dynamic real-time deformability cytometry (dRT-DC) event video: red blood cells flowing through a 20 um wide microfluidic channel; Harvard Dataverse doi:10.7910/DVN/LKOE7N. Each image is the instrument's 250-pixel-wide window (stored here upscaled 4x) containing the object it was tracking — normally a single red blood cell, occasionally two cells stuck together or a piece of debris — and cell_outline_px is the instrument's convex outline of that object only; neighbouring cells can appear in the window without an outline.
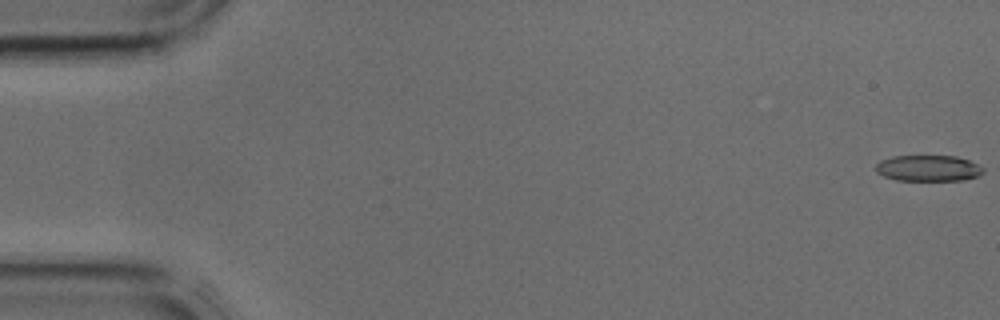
{"species": "common noctule bat (a hibernating species)", "species_latin": "Nyctalus noctula", "temperature_condition": "cold", "stored_images_in_passage": 42, "camera_frame_rate_fps": 3000, "um_per_image_px": 0.085, "animal": {"sex": "male", "body_mass_g": 17.9, "forearm_length_mm": 54.2}, "frame": {"image": 1, "passage_image": 1, "time_ms": 0.0, "image_size_px": [1000, 320], "cell_outline_px": [[984, 172], [980, 176], [964, 180], [896, 180], [884, 176], [876, 172], [876, 164], [880, 160], [892, 156], [956, 156], [968, 160], [984, 168]], "centroid_in_image_um": [78.91, 14.3], "position_along_channel_um": 6.1, "area_um2": 16.36}}
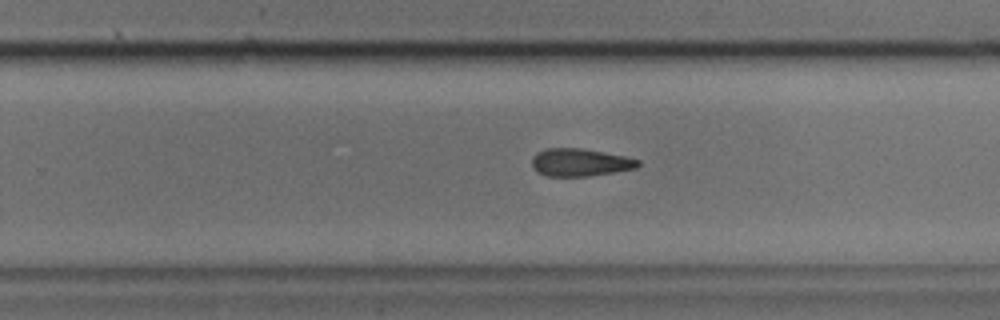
{"frame": {"image": 2, "passage_image": 27, "time_ms": 8.667, "image_size_px": [1000, 320], "cell_outline_px": [[640, 164], [636, 168], [588, 176], [544, 176], [536, 172], [532, 168], [532, 156], [536, 152], [548, 148], [584, 148], [624, 156], [640, 160]], "centroid_in_image_um": [49.25, 13.8], "position_along_channel_um": 280.5, "area_um2": 17.22}}
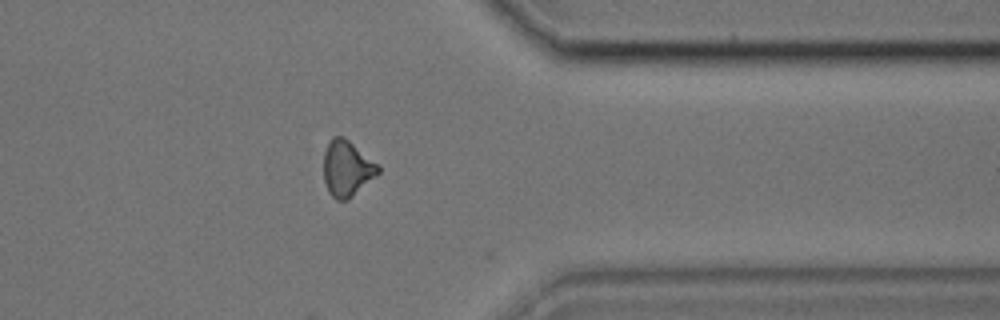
{"frame": {"image": 3, "passage_image": 34, "time_ms": 11.0, "image_size_px": [1000, 320], "cell_outline_px": [[380, 172], [348, 200], [336, 200], [328, 192], [324, 180], [324, 152], [328, 140], [332, 136], [344, 136], [380, 164]], "centroid_in_image_um": [29.5, 14.29], "position_along_channel_um": 381.9, "area_um2": 18.03}}